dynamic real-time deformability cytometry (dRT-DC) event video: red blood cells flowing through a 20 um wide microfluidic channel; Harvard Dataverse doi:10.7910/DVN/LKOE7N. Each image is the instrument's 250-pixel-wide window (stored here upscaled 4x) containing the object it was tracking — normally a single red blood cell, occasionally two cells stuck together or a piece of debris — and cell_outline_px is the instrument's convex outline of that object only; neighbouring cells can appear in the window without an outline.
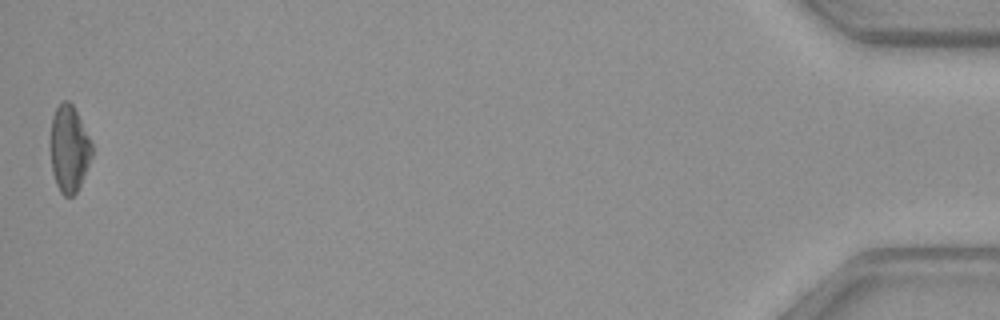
{"species": "common noctule bat (a hibernating species)", "species_latin": "Nyctalus noctula", "temperature_condition": "warm", "stored_images_in_passage": 37, "camera_frame_rate_fps": 3000, "um_per_image_px": 0.085, "animal": {"sex": "female", "body_mass_g": 29.2, "forearm_length_mm": 56.3}, "frame": {"image": 1, "passage_image": 37, "time_ms": 12.0, "image_size_px": [1000, 320], "cell_outline_px": [[92, 156], [80, 184], [76, 192], [72, 196], [64, 196], [60, 192], [56, 184], [52, 172], [48, 144], [52, 116], [56, 108], [64, 100], [68, 100], [72, 104], [92, 144]], "centroid_in_image_um": [5.82, 12.65], "position_along_channel_um": 429.4, "area_um2": 21.1}}